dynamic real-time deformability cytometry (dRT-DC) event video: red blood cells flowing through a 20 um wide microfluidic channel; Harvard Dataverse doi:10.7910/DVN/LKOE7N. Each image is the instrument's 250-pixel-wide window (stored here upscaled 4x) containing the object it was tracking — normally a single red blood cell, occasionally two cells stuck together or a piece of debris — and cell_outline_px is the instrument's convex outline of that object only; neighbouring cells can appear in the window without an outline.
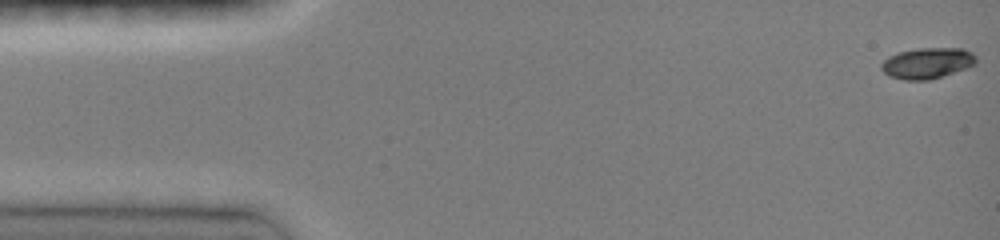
{"species": "common noctule bat (a hibernating species)", "species_latin": "Nyctalus noctula", "temperature_condition": "room temperature", "stored_images_in_passage": 19, "camera_frame_rate_fps": 3000, "um_per_image_px": 0.085, "animal": {"sex": "female", "body_mass_g": 19.0, "forearm_length_mm": 51.5}, "frame": {"image": 1, "passage_image": 1, "time_ms": 0.0, "image_size_px": [1000, 240], "cell_outline_px": [[976, 64], [928, 80], [904, 80], [888, 76], [880, 68], [880, 64], [888, 56], [900, 52], [920, 48], [964, 48], [972, 52], [976, 56]], "centroid_in_image_um": [78.79, 5.36], "position_along_channel_um": 6.2, "area_um2": 16.94}}
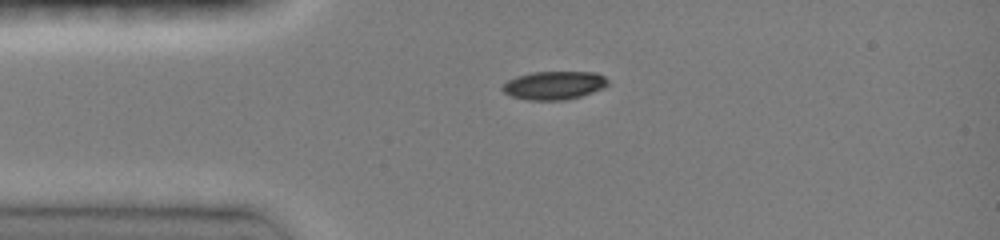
{"frame": {"image": 2, "passage_image": 10, "time_ms": 3.0, "image_size_px": [1000, 240], "cell_outline_px": [[608, 84], [604, 88], [580, 96], [564, 100], [528, 100], [512, 96], [504, 92], [500, 88], [508, 80], [516, 76], [532, 72], [596, 72], [604, 76], [608, 80]], "centroid_in_image_um": [47.1, 7.25], "position_along_channel_um": 37.9, "area_um2": 17.4}}
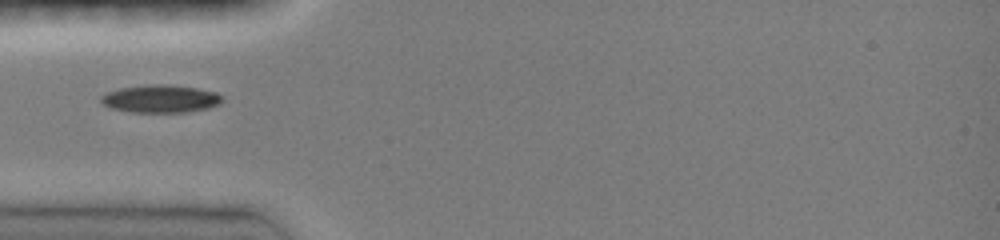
{"frame": {"image": 3, "passage_image": 14, "time_ms": 4.333, "image_size_px": [1000, 240], "cell_outline_px": [[224, 100], [220, 104], [208, 108], [188, 112], [132, 112], [112, 108], [104, 104], [100, 100], [100, 96], [108, 92], [120, 88], [152, 84], [164, 84], [196, 88], [216, 92]], "centroid_in_image_um": [13.66, 8.4], "position_along_channel_um": 71.3, "area_um2": 19.48}}